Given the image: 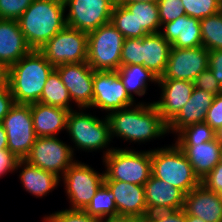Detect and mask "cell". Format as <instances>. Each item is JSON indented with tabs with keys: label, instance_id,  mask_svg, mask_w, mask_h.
Instances as JSON below:
<instances>
[{
	"label": "cell",
	"instance_id": "cell-1",
	"mask_svg": "<svg viewBox=\"0 0 222 222\" xmlns=\"http://www.w3.org/2000/svg\"><path fill=\"white\" fill-rule=\"evenodd\" d=\"M106 116L112 139L117 136L128 142L145 143L168 133L154 102H140Z\"/></svg>",
	"mask_w": 222,
	"mask_h": 222
},
{
	"label": "cell",
	"instance_id": "cell-2",
	"mask_svg": "<svg viewBox=\"0 0 222 222\" xmlns=\"http://www.w3.org/2000/svg\"><path fill=\"white\" fill-rule=\"evenodd\" d=\"M55 67L39 50H31L8 68L7 85L17 104L39 102L48 76Z\"/></svg>",
	"mask_w": 222,
	"mask_h": 222
},
{
	"label": "cell",
	"instance_id": "cell-3",
	"mask_svg": "<svg viewBox=\"0 0 222 222\" xmlns=\"http://www.w3.org/2000/svg\"><path fill=\"white\" fill-rule=\"evenodd\" d=\"M64 0H33L17 20L26 43L40 50L66 24Z\"/></svg>",
	"mask_w": 222,
	"mask_h": 222
},
{
	"label": "cell",
	"instance_id": "cell-4",
	"mask_svg": "<svg viewBox=\"0 0 222 222\" xmlns=\"http://www.w3.org/2000/svg\"><path fill=\"white\" fill-rule=\"evenodd\" d=\"M151 163L154 177L172 184L185 194L201 183L186 155L175 143L152 149Z\"/></svg>",
	"mask_w": 222,
	"mask_h": 222
},
{
	"label": "cell",
	"instance_id": "cell-5",
	"mask_svg": "<svg viewBox=\"0 0 222 222\" xmlns=\"http://www.w3.org/2000/svg\"><path fill=\"white\" fill-rule=\"evenodd\" d=\"M81 110L83 109L80 108L78 112L70 110L68 114L66 132L69 133V138L75 144V148L81 151L92 152L108 147L103 151L105 157L114 149L108 146L112 138L107 116L100 119Z\"/></svg>",
	"mask_w": 222,
	"mask_h": 222
},
{
	"label": "cell",
	"instance_id": "cell-6",
	"mask_svg": "<svg viewBox=\"0 0 222 222\" xmlns=\"http://www.w3.org/2000/svg\"><path fill=\"white\" fill-rule=\"evenodd\" d=\"M103 158L104 180H117L142 185L152 175L151 150L114 148Z\"/></svg>",
	"mask_w": 222,
	"mask_h": 222
},
{
	"label": "cell",
	"instance_id": "cell-7",
	"mask_svg": "<svg viewBox=\"0 0 222 222\" xmlns=\"http://www.w3.org/2000/svg\"><path fill=\"white\" fill-rule=\"evenodd\" d=\"M125 37L111 24L88 33L87 63L94 71H115L121 66Z\"/></svg>",
	"mask_w": 222,
	"mask_h": 222
},
{
	"label": "cell",
	"instance_id": "cell-8",
	"mask_svg": "<svg viewBox=\"0 0 222 222\" xmlns=\"http://www.w3.org/2000/svg\"><path fill=\"white\" fill-rule=\"evenodd\" d=\"M88 33L66 26L39 51L54 67L87 62Z\"/></svg>",
	"mask_w": 222,
	"mask_h": 222
},
{
	"label": "cell",
	"instance_id": "cell-9",
	"mask_svg": "<svg viewBox=\"0 0 222 222\" xmlns=\"http://www.w3.org/2000/svg\"><path fill=\"white\" fill-rule=\"evenodd\" d=\"M104 178V172L98 173L91 166L76 160L60 178L70 200L69 209L84 210L104 183Z\"/></svg>",
	"mask_w": 222,
	"mask_h": 222
},
{
	"label": "cell",
	"instance_id": "cell-10",
	"mask_svg": "<svg viewBox=\"0 0 222 222\" xmlns=\"http://www.w3.org/2000/svg\"><path fill=\"white\" fill-rule=\"evenodd\" d=\"M74 150L57 136L37 137L24 160L61 178L76 161Z\"/></svg>",
	"mask_w": 222,
	"mask_h": 222
},
{
	"label": "cell",
	"instance_id": "cell-11",
	"mask_svg": "<svg viewBox=\"0 0 222 222\" xmlns=\"http://www.w3.org/2000/svg\"><path fill=\"white\" fill-rule=\"evenodd\" d=\"M0 124L6 131L8 150L19 160L25 159L37 139L30 104L15 103Z\"/></svg>",
	"mask_w": 222,
	"mask_h": 222
},
{
	"label": "cell",
	"instance_id": "cell-12",
	"mask_svg": "<svg viewBox=\"0 0 222 222\" xmlns=\"http://www.w3.org/2000/svg\"><path fill=\"white\" fill-rule=\"evenodd\" d=\"M116 0H64L68 27L89 33L111 21Z\"/></svg>",
	"mask_w": 222,
	"mask_h": 222
},
{
	"label": "cell",
	"instance_id": "cell-13",
	"mask_svg": "<svg viewBox=\"0 0 222 222\" xmlns=\"http://www.w3.org/2000/svg\"><path fill=\"white\" fill-rule=\"evenodd\" d=\"M93 100L90 108L107 114L136 104L126 91L118 71H94Z\"/></svg>",
	"mask_w": 222,
	"mask_h": 222
},
{
	"label": "cell",
	"instance_id": "cell-14",
	"mask_svg": "<svg viewBox=\"0 0 222 222\" xmlns=\"http://www.w3.org/2000/svg\"><path fill=\"white\" fill-rule=\"evenodd\" d=\"M209 50L204 46L195 48L171 47L167 66L158 79L187 80L195 78L208 68Z\"/></svg>",
	"mask_w": 222,
	"mask_h": 222
},
{
	"label": "cell",
	"instance_id": "cell-15",
	"mask_svg": "<svg viewBox=\"0 0 222 222\" xmlns=\"http://www.w3.org/2000/svg\"><path fill=\"white\" fill-rule=\"evenodd\" d=\"M77 107L86 110L93 100L94 70L87 62L62 64L55 67Z\"/></svg>",
	"mask_w": 222,
	"mask_h": 222
},
{
	"label": "cell",
	"instance_id": "cell-16",
	"mask_svg": "<svg viewBox=\"0 0 222 222\" xmlns=\"http://www.w3.org/2000/svg\"><path fill=\"white\" fill-rule=\"evenodd\" d=\"M161 96L154 101L163 121L168 125L180 112L194 90V82L175 79H158Z\"/></svg>",
	"mask_w": 222,
	"mask_h": 222
},
{
	"label": "cell",
	"instance_id": "cell-17",
	"mask_svg": "<svg viewBox=\"0 0 222 222\" xmlns=\"http://www.w3.org/2000/svg\"><path fill=\"white\" fill-rule=\"evenodd\" d=\"M104 184L114 195L118 215L142 220L148 214L144 186L117 180H104Z\"/></svg>",
	"mask_w": 222,
	"mask_h": 222
},
{
	"label": "cell",
	"instance_id": "cell-18",
	"mask_svg": "<svg viewBox=\"0 0 222 222\" xmlns=\"http://www.w3.org/2000/svg\"><path fill=\"white\" fill-rule=\"evenodd\" d=\"M183 210L205 222H222V199L202 183L186 194Z\"/></svg>",
	"mask_w": 222,
	"mask_h": 222
},
{
	"label": "cell",
	"instance_id": "cell-19",
	"mask_svg": "<svg viewBox=\"0 0 222 222\" xmlns=\"http://www.w3.org/2000/svg\"><path fill=\"white\" fill-rule=\"evenodd\" d=\"M148 213L183 209L186 194L153 175L144 184Z\"/></svg>",
	"mask_w": 222,
	"mask_h": 222
},
{
	"label": "cell",
	"instance_id": "cell-20",
	"mask_svg": "<svg viewBox=\"0 0 222 222\" xmlns=\"http://www.w3.org/2000/svg\"><path fill=\"white\" fill-rule=\"evenodd\" d=\"M164 29V30H162ZM160 33L174 48H195L202 46L200 20L183 15L165 23Z\"/></svg>",
	"mask_w": 222,
	"mask_h": 222
},
{
	"label": "cell",
	"instance_id": "cell-21",
	"mask_svg": "<svg viewBox=\"0 0 222 222\" xmlns=\"http://www.w3.org/2000/svg\"><path fill=\"white\" fill-rule=\"evenodd\" d=\"M31 50L18 21L0 19V62L9 68Z\"/></svg>",
	"mask_w": 222,
	"mask_h": 222
},
{
	"label": "cell",
	"instance_id": "cell-22",
	"mask_svg": "<svg viewBox=\"0 0 222 222\" xmlns=\"http://www.w3.org/2000/svg\"><path fill=\"white\" fill-rule=\"evenodd\" d=\"M33 129L37 137L57 136L66 130L70 110L40 102L30 104Z\"/></svg>",
	"mask_w": 222,
	"mask_h": 222
},
{
	"label": "cell",
	"instance_id": "cell-23",
	"mask_svg": "<svg viewBox=\"0 0 222 222\" xmlns=\"http://www.w3.org/2000/svg\"><path fill=\"white\" fill-rule=\"evenodd\" d=\"M214 96L204 90L194 88L189 101L184 104L177 116L167 125L169 133L177 134L181 129L205 121L206 112Z\"/></svg>",
	"mask_w": 222,
	"mask_h": 222
},
{
	"label": "cell",
	"instance_id": "cell-24",
	"mask_svg": "<svg viewBox=\"0 0 222 222\" xmlns=\"http://www.w3.org/2000/svg\"><path fill=\"white\" fill-rule=\"evenodd\" d=\"M186 155L200 181L219 163L221 143L216 139L204 143H175Z\"/></svg>",
	"mask_w": 222,
	"mask_h": 222
},
{
	"label": "cell",
	"instance_id": "cell-25",
	"mask_svg": "<svg viewBox=\"0 0 222 222\" xmlns=\"http://www.w3.org/2000/svg\"><path fill=\"white\" fill-rule=\"evenodd\" d=\"M19 171V179L23 188L36 198L46 196L52 192L60 182V178L53 172L45 171L34 166L24 159H20L16 165V171Z\"/></svg>",
	"mask_w": 222,
	"mask_h": 222
},
{
	"label": "cell",
	"instance_id": "cell-26",
	"mask_svg": "<svg viewBox=\"0 0 222 222\" xmlns=\"http://www.w3.org/2000/svg\"><path fill=\"white\" fill-rule=\"evenodd\" d=\"M171 47L160 32L145 35L142 37V65L158 78L162 77Z\"/></svg>",
	"mask_w": 222,
	"mask_h": 222
},
{
	"label": "cell",
	"instance_id": "cell-27",
	"mask_svg": "<svg viewBox=\"0 0 222 222\" xmlns=\"http://www.w3.org/2000/svg\"><path fill=\"white\" fill-rule=\"evenodd\" d=\"M117 71L126 91L133 100L134 94L139 97L146 94L148 82L158 83V77L143 65L120 66Z\"/></svg>",
	"mask_w": 222,
	"mask_h": 222
},
{
	"label": "cell",
	"instance_id": "cell-28",
	"mask_svg": "<svg viewBox=\"0 0 222 222\" xmlns=\"http://www.w3.org/2000/svg\"><path fill=\"white\" fill-rule=\"evenodd\" d=\"M136 21V38L147 34L159 33L161 23L158 5L154 3L136 2L126 5Z\"/></svg>",
	"mask_w": 222,
	"mask_h": 222
},
{
	"label": "cell",
	"instance_id": "cell-29",
	"mask_svg": "<svg viewBox=\"0 0 222 222\" xmlns=\"http://www.w3.org/2000/svg\"><path fill=\"white\" fill-rule=\"evenodd\" d=\"M39 102L66 110H73L70 106V102L72 103L70 94L55 69L46 80Z\"/></svg>",
	"mask_w": 222,
	"mask_h": 222
},
{
	"label": "cell",
	"instance_id": "cell-30",
	"mask_svg": "<svg viewBox=\"0 0 222 222\" xmlns=\"http://www.w3.org/2000/svg\"><path fill=\"white\" fill-rule=\"evenodd\" d=\"M84 211L99 219L117 216L118 212L112 191L103 183Z\"/></svg>",
	"mask_w": 222,
	"mask_h": 222
},
{
	"label": "cell",
	"instance_id": "cell-31",
	"mask_svg": "<svg viewBox=\"0 0 222 222\" xmlns=\"http://www.w3.org/2000/svg\"><path fill=\"white\" fill-rule=\"evenodd\" d=\"M202 46L209 51L222 49V10L200 20Z\"/></svg>",
	"mask_w": 222,
	"mask_h": 222
},
{
	"label": "cell",
	"instance_id": "cell-32",
	"mask_svg": "<svg viewBox=\"0 0 222 222\" xmlns=\"http://www.w3.org/2000/svg\"><path fill=\"white\" fill-rule=\"evenodd\" d=\"M214 139L215 131L206 122H201L181 129L175 143H204Z\"/></svg>",
	"mask_w": 222,
	"mask_h": 222
},
{
	"label": "cell",
	"instance_id": "cell-33",
	"mask_svg": "<svg viewBox=\"0 0 222 222\" xmlns=\"http://www.w3.org/2000/svg\"><path fill=\"white\" fill-rule=\"evenodd\" d=\"M110 23L125 37L136 38V21L126 6L115 3Z\"/></svg>",
	"mask_w": 222,
	"mask_h": 222
},
{
	"label": "cell",
	"instance_id": "cell-34",
	"mask_svg": "<svg viewBox=\"0 0 222 222\" xmlns=\"http://www.w3.org/2000/svg\"><path fill=\"white\" fill-rule=\"evenodd\" d=\"M187 16L199 20L214 15L222 10L220 0H181Z\"/></svg>",
	"mask_w": 222,
	"mask_h": 222
},
{
	"label": "cell",
	"instance_id": "cell-35",
	"mask_svg": "<svg viewBox=\"0 0 222 222\" xmlns=\"http://www.w3.org/2000/svg\"><path fill=\"white\" fill-rule=\"evenodd\" d=\"M142 65V38H127L121 51V66Z\"/></svg>",
	"mask_w": 222,
	"mask_h": 222
},
{
	"label": "cell",
	"instance_id": "cell-36",
	"mask_svg": "<svg viewBox=\"0 0 222 222\" xmlns=\"http://www.w3.org/2000/svg\"><path fill=\"white\" fill-rule=\"evenodd\" d=\"M43 219V222H100L99 218L92 217L84 210L78 209L59 210L44 216Z\"/></svg>",
	"mask_w": 222,
	"mask_h": 222
},
{
	"label": "cell",
	"instance_id": "cell-37",
	"mask_svg": "<svg viewBox=\"0 0 222 222\" xmlns=\"http://www.w3.org/2000/svg\"><path fill=\"white\" fill-rule=\"evenodd\" d=\"M161 27L168 22L186 15L181 0H159L157 2Z\"/></svg>",
	"mask_w": 222,
	"mask_h": 222
},
{
	"label": "cell",
	"instance_id": "cell-38",
	"mask_svg": "<svg viewBox=\"0 0 222 222\" xmlns=\"http://www.w3.org/2000/svg\"><path fill=\"white\" fill-rule=\"evenodd\" d=\"M33 0H0V19L18 20Z\"/></svg>",
	"mask_w": 222,
	"mask_h": 222
},
{
	"label": "cell",
	"instance_id": "cell-39",
	"mask_svg": "<svg viewBox=\"0 0 222 222\" xmlns=\"http://www.w3.org/2000/svg\"><path fill=\"white\" fill-rule=\"evenodd\" d=\"M193 82L195 88L204 90L214 97L222 93L221 85L215 79L209 68L200 73Z\"/></svg>",
	"mask_w": 222,
	"mask_h": 222
},
{
	"label": "cell",
	"instance_id": "cell-40",
	"mask_svg": "<svg viewBox=\"0 0 222 222\" xmlns=\"http://www.w3.org/2000/svg\"><path fill=\"white\" fill-rule=\"evenodd\" d=\"M142 222H185V212L183 209L156 211L148 213Z\"/></svg>",
	"mask_w": 222,
	"mask_h": 222
},
{
	"label": "cell",
	"instance_id": "cell-41",
	"mask_svg": "<svg viewBox=\"0 0 222 222\" xmlns=\"http://www.w3.org/2000/svg\"><path fill=\"white\" fill-rule=\"evenodd\" d=\"M214 131L222 126V93L213 98V102L206 112L205 121Z\"/></svg>",
	"mask_w": 222,
	"mask_h": 222
},
{
	"label": "cell",
	"instance_id": "cell-42",
	"mask_svg": "<svg viewBox=\"0 0 222 222\" xmlns=\"http://www.w3.org/2000/svg\"><path fill=\"white\" fill-rule=\"evenodd\" d=\"M209 190L218 192L222 188V164L217 163L214 168L201 180Z\"/></svg>",
	"mask_w": 222,
	"mask_h": 222
},
{
	"label": "cell",
	"instance_id": "cell-43",
	"mask_svg": "<svg viewBox=\"0 0 222 222\" xmlns=\"http://www.w3.org/2000/svg\"><path fill=\"white\" fill-rule=\"evenodd\" d=\"M208 68L222 87V49L209 51Z\"/></svg>",
	"mask_w": 222,
	"mask_h": 222
},
{
	"label": "cell",
	"instance_id": "cell-44",
	"mask_svg": "<svg viewBox=\"0 0 222 222\" xmlns=\"http://www.w3.org/2000/svg\"><path fill=\"white\" fill-rule=\"evenodd\" d=\"M19 159L8 149L0 150V177L8 172L16 171V165Z\"/></svg>",
	"mask_w": 222,
	"mask_h": 222
},
{
	"label": "cell",
	"instance_id": "cell-45",
	"mask_svg": "<svg viewBox=\"0 0 222 222\" xmlns=\"http://www.w3.org/2000/svg\"><path fill=\"white\" fill-rule=\"evenodd\" d=\"M15 104L10 89L7 86L0 89V122Z\"/></svg>",
	"mask_w": 222,
	"mask_h": 222
},
{
	"label": "cell",
	"instance_id": "cell-46",
	"mask_svg": "<svg viewBox=\"0 0 222 222\" xmlns=\"http://www.w3.org/2000/svg\"><path fill=\"white\" fill-rule=\"evenodd\" d=\"M100 222H142V220L132 216L117 215L100 219Z\"/></svg>",
	"mask_w": 222,
	"mask_h": 222
},
{
	"label": "cell",
	"instance_id": "cell-47",
	"mask_svg": "<svg viewBox=\"0 0 222 222\" xmlns=\"http://www.w3.org/2000/svg\"><path fill=\"white\" fill-rule=\"evenodd\" d=\"M8 68L0 62V89L7 86Z\"/></svg>",
	"mask_w": 222,
	"mask_h": 222
},
{
	"label": "cell",
	"instance_id": "cell-48",
	"mask_svg": "<svg viewBox=\"0 0 222 222\" xmlns=\"http://www.w3.org/2000/svg\"><path fill=\"white\" fill-rule=\"evenodd\" d=\"M8 149L7 135L3 126L0 124V150Z\"/></svg>",
	"mask_w": 222,
	"mask_h": 222
},
{
	"label": "cell",
	"instance_id": "cell-49",
	"mask_svg": "<svg viewBox=\"0 0 222 222\" xmlns=\"http://www.w3.org/2000/svg\"><path fill=\"white\" fill-rule=\"evenodd\" d=\"M159 0H116V2L119 4V5H122V6H126L130 3H136V2H144V3H154V4H157Z\"/></svg>",
	"mask_w": 222,
	"mask_h": 222
},
{
	"label": "cell",
	"instance_id": "cell-50",
	"mask_svg": "<svg viewBox=\"0 0 222 222\" xmlns=\"http://www.w3.org/2000/svg\"><path fill=\"white\" fill-rule=\"evenodd\" d=\"M185 222H205V221L193 215L185 214Z\"/></svg>",
	"mask_w": 222,
	"mask_h": 222
},
{
	"label": "cell",
	"instance_id": "cell-51",
	"mask_svg": "<svg viewBox=\"0 0 222 222\" xmlns=\"http://www.w3.org/2000/svg\"><path fill=\"white\" fill-rule=\"evenodd\" d=\"M216 140L219 141L222 145V126L215 131Z\"/></svg>",
	"mask_w": 222,
	"mask_h": 222
},
{
	"label": "cell",
	"instance_id": "cell-52",
	"mask_svg": "<svg viewBox=\"0 0 222 222\" xmlns=\"http://www.w3.org/2000/svg\"><path fill=\"white\" fill-rule=\"evenodd\" d=\"M219 163L222 164V146H221V152H220V157H219Z\"/></svg>",
	"mask_w": 222,
	"mask_h": 222
},
{
	"label": "cell",
	"instance_id": "cell-53",
	"mask_svg": "<svg viewBox=\"0 0 222 222\" xmlns=\"http://www.w3.org/2000/svg\"><path fill=\"white\" fill-rule=\"evenodd\" d=\"M217 194H218L219 197L222 199V188L217 192Z\"/></svg>",
	"mask_w": 222,
	"mask_h": 222
}]
</instances>
